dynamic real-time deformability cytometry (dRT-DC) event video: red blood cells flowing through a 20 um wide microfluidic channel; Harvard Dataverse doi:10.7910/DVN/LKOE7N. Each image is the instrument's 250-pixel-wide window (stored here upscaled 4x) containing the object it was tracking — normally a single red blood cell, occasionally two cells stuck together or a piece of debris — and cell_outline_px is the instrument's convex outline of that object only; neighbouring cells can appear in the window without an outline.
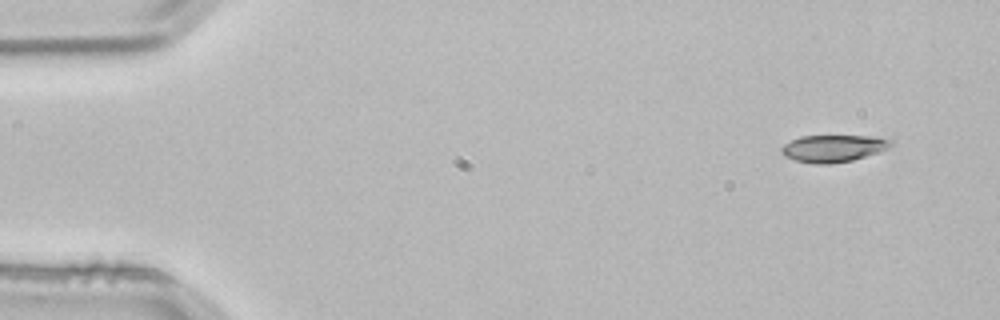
{"species": "common noctule bat (a hibernating species)", "species_latin": "Nyctalus noctula", "temperature_condition": "room temperature", "stored_images_in_passage": 4, "camera_frame_rate_fps": 3000, "um_per_image_px": 0.085, "animal": {"sex": "male", "body_mass_g": 21.5, "forearm_length_mm": 52.0}, "frame": {"image": 1, "passage_image": 1, "time_ms": 0.0, "image_size_px": [1000, 320], "cell_outline_px": [[896, 144], [880, 152], [852, 160], [828, 164], [816, 164], [796, 160], [784, 156], [780, 152], [780, 148], [784, 144], [800, 136], [876, 136], [892, 140]], "centroid_in_image_um": [70.86, 12.6], "position_along_channel_um": 14.1, "area_um2": 17.4}}
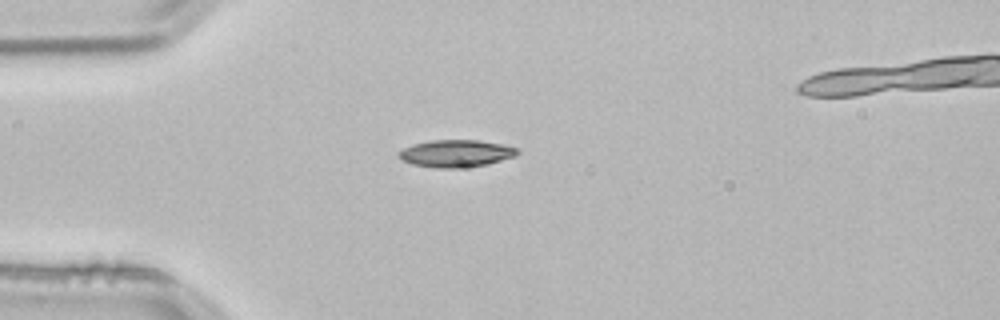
{"frame": {"image": 2, "passage_image": 3, "time_ms": 0.667, "image_size_px": [1000, 320], "cell_outline_px": [[520, 152], [516, 156], [488, 164], [456, 168], [436, 168], [412, 164], [396, 156], [396, 152], [412, 144], [432, 140], [476, 140], [500, 144], [516, 148]], "centroid_in_image_um": [38.72, 13.04], "position_along_channel_um": 46.3, "area_um2": 18.79}}